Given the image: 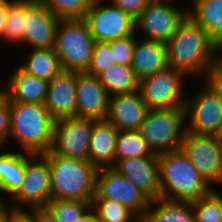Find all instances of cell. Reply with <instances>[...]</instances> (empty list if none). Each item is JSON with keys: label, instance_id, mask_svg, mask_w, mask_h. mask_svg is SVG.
I'll return each instance as SVG.
<instances>
[{"label": "cell", "instance_id": "1", "mask_svg": "<svg viewBox=\"0 0 222 222\" xmlns=\"http://www.w3.org/2000/svg\"><path fill=\"white\" fill-rule=\"evenodd\" d=\"M166 47L168 66L190 79L202 80L213 63L214 40L189 16L166 42Z\"/></svg>", "mask_w": 222, "mask_h": 222}, {"label": "cell", "instance_id": "2", "mask_svg": "<svg viewBox=\"0 0 222 222\" xmlns=\"http://www.w3.org/2000/svg\"><path fill=\"white\" fill-rule=\"evenodd\" d=\"M55 120L45 104L10 102L9 142L18 151L44 154L53 142Z\"/></svg>", "mask_w": 222, "mask_h": 222}, {"label": "cell", "instance_id": "3", "mask_svg": "<svg viewBox=\"0 0 222 222\" xmlns=\"http://www.w3.org/2000/svg\"><path fill=\"white\" fill-rule=\"evenodd\" d=\"M158 162L161 198L194 201L213 189L182 149L158 154Z\"/></svg>", "mask_w": 222, "mask_h": 222}, {"label": "cell", "instance_id": "4", "mask_svg": "<svg viewBox=\"0 0 222 222\" xmlns=\"http://www.w3.org/2000/svg\"><path fill=\"white\" fill-rule=\"evenodd\" d=\"M49 163L51 200H82L91 202L95 195L97 168L88 160L42 154Z\"/></svg>", "mask_w": 222, "mask_h": 222}, {"label": "cell", "instance_id": "5", "mask_svg": "<svg viewBox=\"0 0 222 222\" xmlns=\"http://www.w3.org/2000/svg\"><path fill=\"white\" fill-rule=\"evenodd\" d=\"M95 39L84 19H60L54 50L63 70L85 72L89 66Z\"/></svg>", "mask_w": 222, "mask_h": 222}, {"label": "cell", "instance_id": "6", "mask_svg": "<svg viewBox=\"0 0 222 222\" xmlns=\"http://www.w3.org/2000/svg\"><path fill=\"white\" fill-rule=\"evenodd\" d=\"M139 131L153 153L181 149L187 132L185 107L149 109Z\"/></svg>", "mask_w": 222, "mask_h": 222}, {"label": "cell", "instance_id": "7", "mask_svg": "<svg viewBox=\"0 0 222 222\" xmlns=\"http://www.w3.org/2000/svg\"><path fill=\"white\" fill-rule=\"evenodd\" d=\"M175 0H150L147 7L135 19V33L144 34L143 39L166 43L188 17L186 6L173 4Z\"/></svg>", "mask_w": 222, "mask_h": 222}, {"label": "cell", "instance_id": "8", "mask_svg": "<svg viewBox=\"0 0 222 222\" xmlns=\"http://www.w3.org/2000/svg\"><path fill=\"white\" fill-rule=\"evenodd\" d=\"M187 78L184 73L170 66L159 70L139 81L142 100L149 109L185 107L187 90L184 82Z\"/></svg>", "mask_w": 222, "mask_h": 222}, {"label": "cell", "instance_id": "9", "mask_svg": "<svg viewBox=\"0 0 222 222\" xmlns=\"http://www.w3.org/2000/svg\"><path fill=\"white\" fill-rule=\"evenodd\" d=\"M8 201L15 209L46 207L51 201L50 167L42 154H33L25 162L24 180Z\"/></svg>", "mask_w": 222, "mask_h": 222}, {"label": "cell", "instance_id": "10", "mask_svg": "<svg viewBox=\"0 0 222 222\" xmlns=\"http://www.w3.org/2000/svg\"><path fill=\"white\" fill-rule=\"evenodd\" d=\"M185 103L186 131L197 135H217L222 124V98L205 82Z\"/></svg>", "mask_w": 222, "mask_h": 222}, {"label": "cell", "instance_id": "11", "mask_svg": "<svg viewBox=\"0 0 222 222\" xmlns=\"http://www.w3.org/2000/svg\"><path fill=\"white\" fill-rule=\"evenodd\" d=\"M181 149L212 188L222 185V142L216 135L186 132Z\"/></svg>", "mask_w": 222, "mask_h": 222}, {"label": "cell", "instance_id": "12", "mask_svg": "<svg viewBox=\"0 0 222 222\" xmlns=\"http://www.w3.org/2000/svg\"><path fill=\"white\" fill-rule=\"evenodd\" d=\"M93 199H110L122 204L135 215L145 214L151 199L113 167L99 168Z\"/></svg>", "mask_w": 222, "mask_h": 222}, {"label": "cell", "instance_id": "13", "mask_svg": "<svg viewBox=\"0 0 222 222\" xmlns=\"http://www.w3.org/2000/svg\"><path fill=\"white\" fill-rule=\"evenodd\" d=\"M104 1L95 0L84 18L95 41L109 42L135 33V19Z\"/></svg>", "mask_w": 222, "mask_h": 222}, {"label": "cell", "instance_id": "14", "mask_svg": "<svg viewBox=\"0 0 222 222\" xmlns=\"http://www.w3.org/2000/svg\"><path fill=\"white\" fill-rule=\"evenodd\" d=\"M90 118L70 117L55 121L50 152L79 160H88L93 123Z\"/></svg>", "mask_w": 222, "mask_h": 222}, {"label": "cell", "instance_id": "15", "mask_svg": "<svg viewBox=\"0 0 222 222\" xmlns=\"http://www.w3.org/2000/svg\"><path fill=\"white\" fill-rule=\"evenodd\" d=\"M60 19L39 2H26L24 44L30 49L54 48Z\"/></svg>", "mask_w": 222, "mask_h": 222}, {"label": "cell", "instance_id": "16", "mask_svg": "<svg viewBox=\"0 0 222 222\" xmlns=\"http://www.w3.org/2000/svg\"><path fill=\"white\" fill-rule=\"evenodd\" d=\"M77 72L62 70L48 83L45 106L57 121L77 116Z\"/></svg>", "mask_w": 222, "mask_h": 222}, {"label": "cell", "instance_id": "17", "mask_svg": "<svg viewBox=\"0 0 222 222\" xmlns=\"http://www.w3.org/2000/svg\"><path fill=\"white\" fill-rule=\"evenodd\" d=\"M113 168L151 200L161 197L158 155L118 160Z\"/></svg>", "mask_w": 222, "mask_h": 222}, {"label": "cell", "instance_id": "18", "mask_svg": "<svg viewBox=\"0 0 222 222\" xmlns=\"http://www.w3.org/2000/svg\"><path fill=\"white\" fill-rule=\"evenodd\" d=\"M149 108L138 91L111 95L105 120L119 130H140Z\"/></svg>", "mask_w": 222, "mask_h": 222}, {"label": "cell", "instance_id": "19", "mask_svg": "<svg viewBox=\"0 0 222 222\" xmlns=\"http://www.w3.org/2000/svg\"><path fill=\"white\" fill-rule=\"evenodd\" d=\"M77 117L105 120L109 95L98 76L77 72Z\"/></svg>", "mask_w": 222, "mask_h": 222}, {"label": "cell", "instance_id": "20", "mask_svg": "<svg viewBox=\"0 0 222 222\" xmlns=\"http://www.w3.org/2000/svg\"><path fill=\"white\" fill-rule=\"evenodd\" d=\"M11 73L2 88L10 102L45 104L49 81L27 74L18 66Z\"/></svg>", "mask_w": 222, "mask_h": 222}, {"label": "cell", "instance_id": "21", "mask_svg": "<svg viewBox=\"0 0 222 222\" xmlns=\"http://www.w3.org/2000/svg\"><path fill=\"white\" fill-rule=\"evenodd\" d=\"M118 131V128L106 120H96L93 123L88 161L97 169L114 166Z\"/></svg>", "mask_w": 222, "mask_h": 222}, {"label": "cell", "instance_id": "22", "mask_svg": "<svg viewBox=\"0 0 222 222\" xmlns=\"http://www.w3.org/2000/svg\"><path fill=\"white\" fill-rule=\"evenodd\" d=\"M135 43L131 67L140 81L168 67L166 43L140 39Z\"/></svg>", "mask_w": 222, "mask_h": 222}, {"label": "cell", "instance_id": "23", "mask_svg": "<svg viewBox=\"0 0 222 222\" xmlns=\"http://www.w3.org/2000/svg\"><path fill=\"white\" fill-rule=\"evenodd\" d=\"M0 150V197L9 199L24 180L25 162L33 155L22 151Z\"/></svg>", "mask_w": 222, "mask_h": 222}, {"label": "cell", "instance_id": "24", "mask_svg": "<svg viewBox=\"0 0 222 222\" xmlns=\"http://www.w3.org/2000/svg\"><path fill=\"white\" fill-rule=\"evenodd\" d=\"M188 16L213 40L222 35V0H188Z\"/></svg>", "mask_w": 222, "mask_h": 222}, {"label": "cell", "instance_id": "25", "mask_svg": "<svg viewBox=\"0 0 222 222\" xmlns=\"http://www.w3.org/2000/svg\"><path fill=\"white\" fill-rule=\"evenodd\" d=\"M18 66L27 74L50 81L63 69L54 48L30 49Z\"/></svg>", "mask_w": 222, "mask_h": 222}, {"label": "cell", "instance_id": "26", "mask_svg": "<svg viewBox=\"0 0 222 222\" xmlns=\"http://www.w3.org/2000/svg\"><path fill=\"white\" fill-rule=\"evenodd\" d=\"M145 214L151 222H196L191 201L151 200Z\"/></svg>", "mask_w": 222, "mask_h": 222}, {"label": "cell", "instance_id": "27", "mask_svg": "<svg viewBox=\"0 0 222 222\" xmlns=\"http://www.w3.org/2000/svg\"><path fill=\"white\" fill-rule=\"evenodd\" d=\"M109 96L127 94L139 90V80L129 65H113L98 75Z\"/></svg>", "mask_w": 222, "mask_h": 222}, {"label": "cell", "instance_id": "28", "mask_svg": "<svg viewBox=\"0 0 222 222\" xmlns=\"http://www.w3.org/2000/svg\"><path fill=\"white\" fill-rule=\"evenodd\" d=\"M153 153L139 130H119L116 139L115 163L126 158H141Z\"/></svg>", "mask_w": 222, "mask_h": 222}, {"label": "cell", "instance_id": "29", "mask_svg": "<svg viewBox=\"0 0 222 222\" xmlns=\"http://www.w3.org/2000/svg\"><path fill=\"white\" fill-rule=\"evenodd\" d=\"M24 18H26V2L13 1L7 8V19L0 41L24 45Z\"/></svg>", "mask_w": 222, "mask_h": 222}, {"label": "cell", "instance_id": "30", "mask_svg": "<svg viewBox=\"0 0 222 222\" xmlns=\"http://www.w3.org/2000/svg\"><path fill=\"white\" fill-rule=\"evenodd\" d=\"M191 204L196 222H222V193L216 188Z\"/></svg>", "mask_w": 222, "mask_h": 222}, {"label": "cell", "instance_id": "31", "mask_svg": "<svg viewBox=\"0 0 222 222\" xmlns=\"http://www.w3.org/2000/svg\"><path fill=\"white\" fill-rule=\"evenodd\" d=\"M95 0H40L59 19H84Z\"/></svg>", "mask_w": 222, "mask_h": 222}, {"label": "cell", "instance_id": "32", "mask_svg": "<svg viewBox=\"0 0 222 222\" xmlns=\"http://www.w3.org/2000/svg\"><path fill=\"white\" fill-rule=\"evenodd\" d=\"M91 208L99 222H130L135 216L131 210L110 199H92Z\"/></svg>", "mask_w": 222, "mask_h": 222}, {"label": "cell", "instance_id": "33", "mask_svg": "<svg viewBox=\"0 0 222 222\" xmlns=\"http://www.w3.org/2000/svg\"><path fill=\"white\" fill-rule=\"evenodd\" d=\"M46 207L57 222H75L91 207V202L82 200H51Z\"/></svg>", "mask_w": 222, "mask_h": 222}, {"label": "cell", "instance_id": "34", "mask_svg": "<svg viewBox=\"0 0 222 222\" xmlns=\"http://www.w3.org/2000/svg\"><path fill=\"white\" fill-rule=\"evenodd\" d=\"M115 64L110 46L106 42H95L91 60L85 73L98 76Z\"/></svg>", "mask_w": 222, "mask_h": 222}, {"label": "cell", "instance_id": "35", "mask_svg": "<svg viewBox=\"0 0 222 222\" xmlns=\"http://www.w3.org/2000/svg\"><path fill=\"white\" fill-rule=\"evenodd\" d=\"M137 34L133 33L125 38L106 42L111 49L113 59L117 65L131 66Z\"/></svg>", "mask_w": 222, "mask_h": 222}, {"label": "cell", "instance_id": "36", "mask_svg": "<svg viewBox=\"0 0 222 222\" xmlns=\"http://www.w3.org/2000/svg\"><path fill=\"white\" fill-rule=\"evenodd\" d=\"M10 130V100L7 93L0 88V147H7Z\"/></svg>", "mask_w": 222, "mask_h": 222}, {"label": "cell", "instance_id": "37", "mask_svg": "<svg viewBox=\"0 0 222 222\" xmlns=\"http://www.w3.org/2000/svg\"><path fill=\"white\" fill-rule=\"evenodd\" d=\"M115 7L126 12L133 19H136L139 14L147 7L150 0H105Z\"/></svg>", "mask_w": 222, "mask_h": 222}, {"label": "cell", "instance_id": "38", "mask_svg": "<svg viewBox=\"0 0 222 222\" xmlns=\"http://www.w3.org/2000/svg\"><path fill=\"white\" fill-rule=\"evenodd\" d=\"M203 82L222 98V65L213 62L206 71Z\"/></svg>", "mask_w": 222, "mask_h": 222}, {"label": "cell", "instance_id": "39", "mask_svg": "<svg viewBox=\"0 0 222 222\" xmlns=\"http://www.w3.org/2000/svg\"><path fill=\"white\" fill-rule=\"evenodd\" d=\"M4 222H35L34 208L31 209L11 208Z\"/></svg>", "mask_w": 222, "mask_h": 222}, {"label": "cell", "instance_id": "40", "mask_svg": "<svg viewBox=\"0 0 222 222\" xmlns=\"http://www.w3.org/2000/svg\"><path fill=\"white\" fill-rule=\"evenodd\" d=\"M35 222H57L47 207H34Z\"/></svg>", "mask_w": 222, "mask_h": 222}, {"label": "cell", "instance_id": "41", "mask_svg": "<svg viewBox=\"0 0 222 222\" xmlns=\"http://www.w3.org/2000/svg\"><path fill=\"white\" fill-rule=\"evenodd\" d=\"M13 1L0 0V39L3 37V29L7 19V8Z\"/></svg>", "mask_w": 222, "mask_h": 222}, {"label": "cell", "instance_id": "42", "mask_svg": "<svg viewBox=\"0 0 222 222\" xmlns=\"http://www.w3.org/2000/svg\"><path fill=\"white\" fill-rule=\"evenodd\" d=\"M213 62L222 65V35L214 40Z\"/></svg>", "mask_w": 222, "mask_h": 222}, {"label": "cell", "instance_id": "43", "mask_svg": "<svg viewBox=\"0 0 222 222\" xmlns=\"http://www.w3.org/2000/svg\"><path fill=\"white\" fill-rule=\"evenodd\" d=\"M8 199L0 197V222H4L12 206Z\"/></svg>", "mask_w": 222, "mask_h": 222}, {"label": "cell", "instance_id": "44", "mask_svg": "<svg viewBox=\"0 0 222 222\" xmlns=\"http://www.w3.org/2000/svg\"><path fill=\"white\" fill-rule=\"evenodd\" d=\"M75 222H99L95 211L90 207L83 216Z\"/></svg>", "mask_w": 222, "mask_h": 222}, {"label": "cell", "instance_id": "45", "mask_svg": "<svg viewBox=\"0 0 222 222\" xmlns=\"http://www.w3.org/2000/svg\"><path fill=\"white\" fill-rule=\"evenodd\" d=\"M130 222H151L146 214L135 215Z\"/></svg>", "mask_w": 222, "mask_h": 222}, {"label": "cell", "instance_id": "46", "mask_svg": "<svg viewBox=\"0 0 222 222\" xmlns=\"http://www.w3.org/2000/svg\"><path fill=\"white\" fill-rule=\"evenodd\" d=\"M216 136L222 142V124H221L220 130H219V132L217 133Z\"/></svg>", "mask_w": 222, "mask_h": 222}, {"label": "cell", "instance_id": "47", "mask_svg": "<svg viewBox=\"0 0 222 222\" xmlns=\"http://www.w3.org/2000/svg\"><path fill=\"white\" fill-rule=\"evenodd\" d=\"M10 1H16V2H39L40 0H10Z\"/></svg>", "mask_w": 222, "mask_h": 222}]
</instances>
